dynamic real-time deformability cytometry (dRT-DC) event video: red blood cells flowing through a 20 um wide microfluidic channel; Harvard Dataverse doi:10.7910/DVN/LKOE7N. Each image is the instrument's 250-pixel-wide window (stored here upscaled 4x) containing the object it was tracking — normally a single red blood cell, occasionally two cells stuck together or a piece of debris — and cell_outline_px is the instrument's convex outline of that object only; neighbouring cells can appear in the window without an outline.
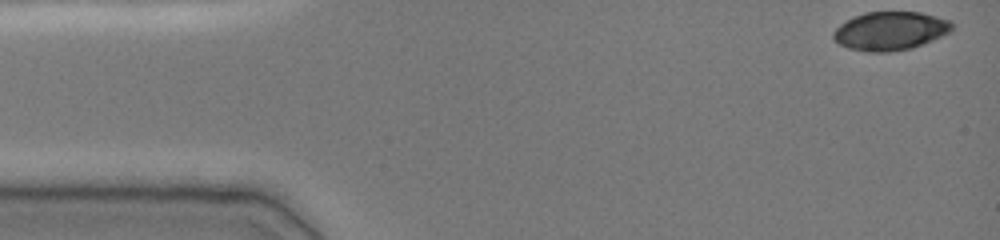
{"species": "common noctule bat (a hibernating species)", "species_latin": "Nyctalus noctula", "temperature_condition": "cold", "stored_images_in_passage": 43, "camera_frame_rate_fps": 3000, "um_per_image_px": 0.085, "animal": {"sex": "female", "body_mass_g": 19.0, "forearm_length_mm": 51.5}, "frame": {"image": 1, "passage_image": 1, "time_ms": 0.0, "image_size_px": [1000, 240], "cell_outline_px": [[956, 24], [952, 32], [912, 48], [888, 52], [868, 52], [848, 48], [840, 44], [832, 36], [832, 32], [840, 24], [852, 16], [864, 12], [920, 12], [952, 20]], "centroid_in_image_um": [75.71, 2.62], "position_along_channel_um": 9.3, "area_um2": 26.99}}
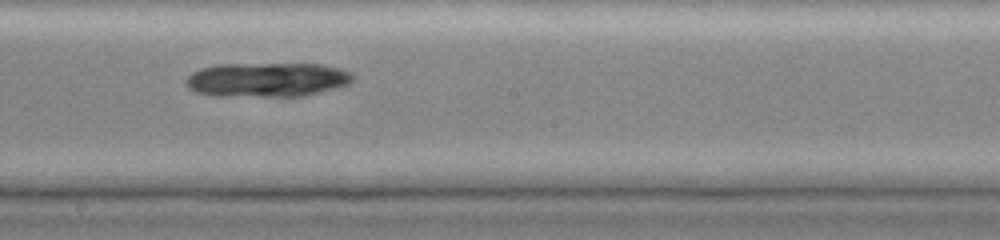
{"frame": {"image": 2, "passage_image": 26, "time_ms": 8.333, "image_size_px": [1000, 240], "cell_outline_px": [[356, 76], [348, 84], [336, 88], [304, 96], [216, 96], [196, 92], [188, 88], [184, 84], [184, 80], [192, 72], [200, 68], [216, 64], [320, 64], [340, 68], [352, 72]], "centroid_in_image_um": [22.69, 6.77], "position_along_channel_um": 225.5, "area_um2": 33.76}}
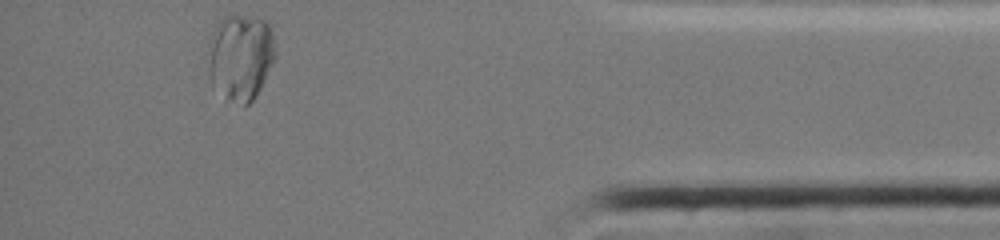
{"frame": {"image": 3, "passage_image": 43, "time_ms": 14.0, "image_size_px": [1000, 240], "cell_outline_px": [[276, 56], [256, 96], [244, 108], [224, 104], [212, 88], [208, 76], [208, 40], [216, 24], [228, 12], [232, 12], [264, 20], [272, 28], [276, 52]], "centroid_in_image_um": [20.38, 4.91], "position_along_channel_um": 414.8, "area_um2": 35.84}}